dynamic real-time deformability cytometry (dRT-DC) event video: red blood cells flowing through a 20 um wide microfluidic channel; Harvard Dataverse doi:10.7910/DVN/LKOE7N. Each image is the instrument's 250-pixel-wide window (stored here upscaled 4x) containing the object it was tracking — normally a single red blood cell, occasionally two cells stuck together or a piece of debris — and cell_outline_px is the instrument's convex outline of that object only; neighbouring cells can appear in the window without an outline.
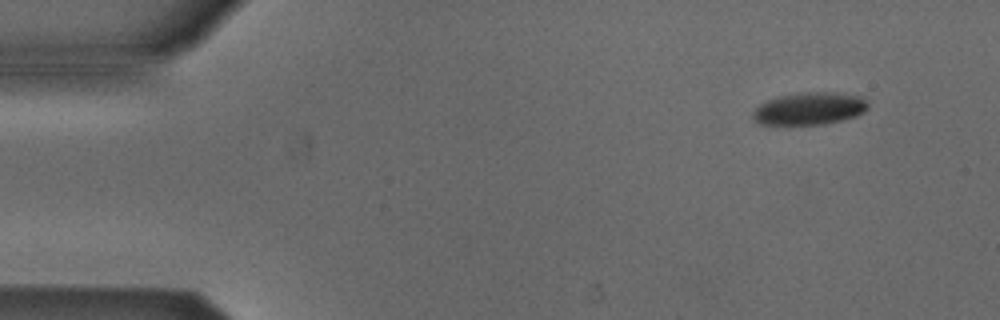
{"species": "Egyptian fruit bat (a non-hibernating species)", "species_latin": "Rousettus aegyptiacus", "temperature_condition": "cold", "stored_images_in_passage": 49, "camera_frame_rate_fps": 3000, "um_per_image_px": 0.085, "animal": {"sex": "male"}, "frame": {"image": 1, "passage_image": 1, "time_ms": 0.0, "image_size_px": [1000, 320], "cell_outline_px": [[868, 108], [864, 112], [856, 116], [824, 124], [760, 124], [752, 116], [752, 112], [760, 104], [768, 100], [780, 96], [804, 92], [836, 92], [860, 96], [868, 104]], "centroid_in_image_um": [68.82, 9.22], "position_along_channel_um": 16.2, "area_um2": 21.5}}
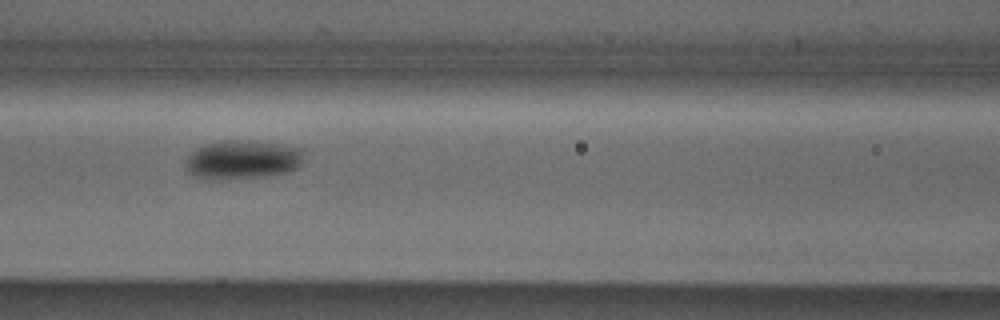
{"frame": {"image": 2, "passage_image": 19, "time_ms": 6.0, "image_size_px": [1000, 320], "cell_outline_px": [[300, 164], [296, 168], [288, 172], [256, 176], [192, 176], [184, 168], [184, 160], [196, 148], [204, 144], [216, 140], [248, 140], [276, 144], [300, 148]], "centroid_in_image_um": [20.53, 13.51], "position_along_channel_um": 146.1, "area_um2": 25.66}}
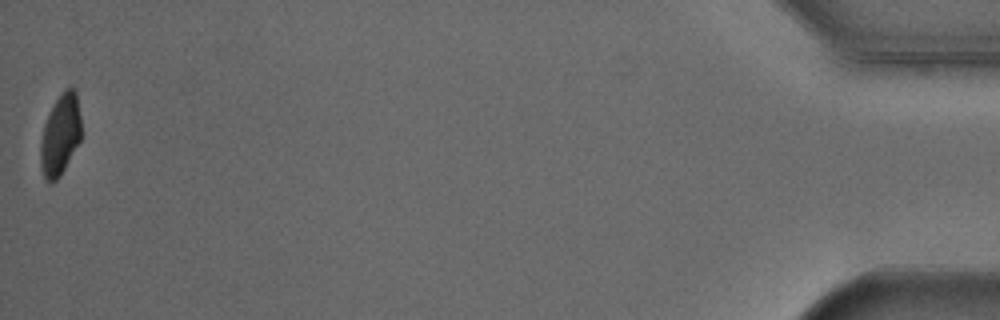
{"frame": {"image": 3, "passage_image": 49, "time_ms": 16.0, "image_size_px": [1000, 320], "cell_outline_px": [[80, 140], [60, 176], [52, 184], [44, 176], [40, 168], [40, 140], [44, 124], [60, 92], [64, 88], [72, 84], [76, 92], [80, 116]], "centroid_in_image_um": [5.11, 11.43], "position_along_channel_um": 430.1, "area_um2": 19.19}}